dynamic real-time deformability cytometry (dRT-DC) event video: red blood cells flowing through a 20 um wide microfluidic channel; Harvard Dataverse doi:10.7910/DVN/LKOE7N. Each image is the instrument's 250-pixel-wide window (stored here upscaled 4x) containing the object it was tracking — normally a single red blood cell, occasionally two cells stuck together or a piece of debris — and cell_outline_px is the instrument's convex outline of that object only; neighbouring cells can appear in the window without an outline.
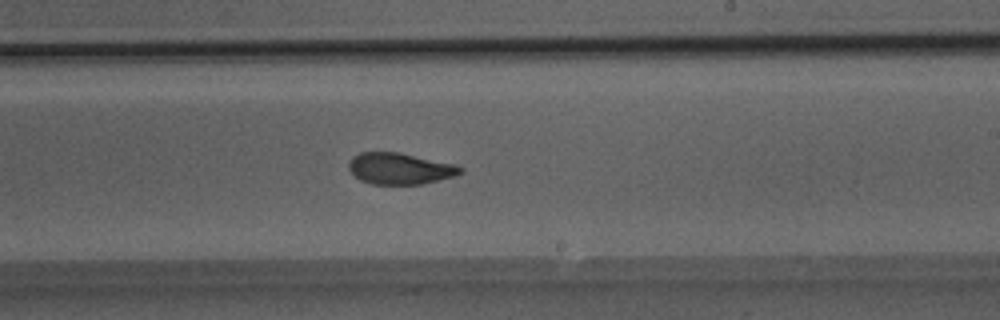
{"species": "Egyptian fruit bat (a non-hibernating species)", "species_latin": "Rousettus aegyptiacus", "temperature_condition": "room temperature", "stored_images_in_passage": 41, "camera_frame_rate_fps": 3000, "um_per_image_px": 0.085, "animal": {"sex": "male"}, "frame": {"image": 1, "passage_image": 25, "time_ms": 8.0, "image_size_px": [1000, 320], "cell_outline_px": [[464, 172], [456, 176], [424, 184], [372, 184], [360, 180], [348, 168], [348, 164], [352, 156], [360, 152], [400, 152], [456, 164], [464, 168]], "centroid_in_image_um": [34.04, 14.32], "position_along_channel_um": 255.0, "area_um2": 20.69}}
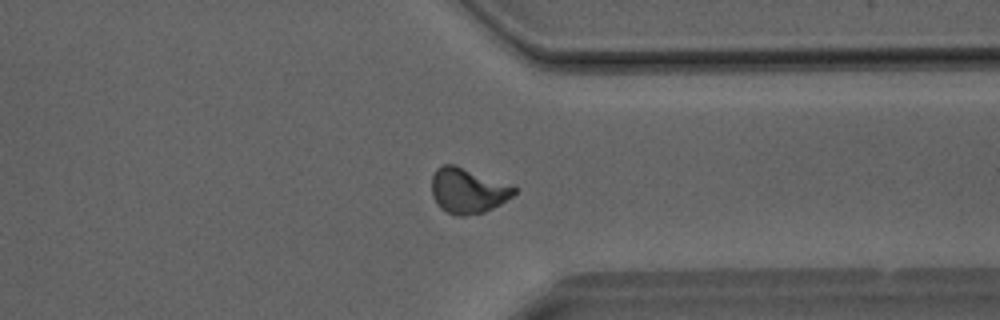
{"frame": {"image": 2, "passage_image": 32, "time_ms": 10.333, "image_size_px": [1000, 320], "cell_outline_px": [[516, 192], [512, 196], [500, 204], [484, 212], [464, 216], [456, 216], [440, 208], [432, 196], [432, 176], [436, 168], [444, 164], [456, 164], [516, 188]], "centroid_in_image_um": [39.71, 16.21], "position_along_channel_um": 371.7, "area_um2": 21.5}}
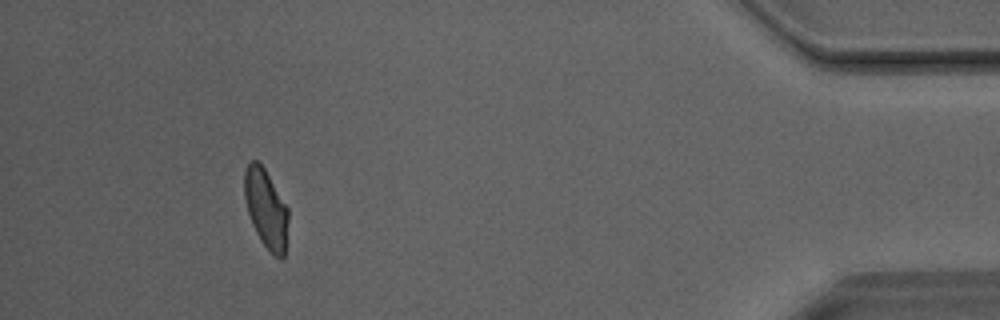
{"frame": {"image": 3, "passage_image": 38, "time_ms": 12.333, "image_size_px": [1000, 320], "cell_outline_px": [[288, 220], [284, 256], [280, 260], [260, 240], [252, 224], [248, 212], [244, 196], [244, 168], [252, 160], [256, 160], [264, 168], [288, 208]], "centroid_in_image_um": [22.6, 17.72], "position_along_channel_um": 412.6, "area_um2": 19.88}}